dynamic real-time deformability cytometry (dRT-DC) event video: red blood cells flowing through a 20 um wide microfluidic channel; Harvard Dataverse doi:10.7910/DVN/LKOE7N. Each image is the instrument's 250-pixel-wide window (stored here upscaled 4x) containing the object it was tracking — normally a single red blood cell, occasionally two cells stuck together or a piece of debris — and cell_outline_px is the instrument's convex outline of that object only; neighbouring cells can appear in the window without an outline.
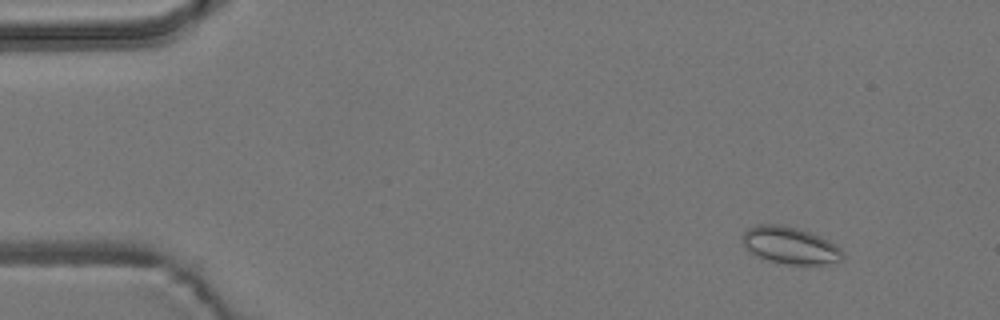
{"species": "common noctule bat (a hibernating species)", "species_latin": "Nyctalus noctula", "temperature_condition": "room temperature", "stored_images_in_passage": 18, "camera_frame_rate_fps": 3000, "um_per_image_px": 0.085, "animal": {"sex": "male", "body_mass_g": 19.2, "forearm_length_mm": 51.8}, "frame": {"image": 1, "passage_image": 6, "time_ms": 1.667, "image_size_px": [1000, 320], "cell_outline_px": [[844, 260], [824, 264], [788, 264], [768, 260], [756, 256], [744, 244], [740, 236], [748, 228], [756, 224], [776, 224], [800, 228], [820, 236], [836, 244], [844, 252]], "centroid_in_image_um": [67.18, 20.84], "position_along_channel_um": 17.8, "area_um2": 21.73}}